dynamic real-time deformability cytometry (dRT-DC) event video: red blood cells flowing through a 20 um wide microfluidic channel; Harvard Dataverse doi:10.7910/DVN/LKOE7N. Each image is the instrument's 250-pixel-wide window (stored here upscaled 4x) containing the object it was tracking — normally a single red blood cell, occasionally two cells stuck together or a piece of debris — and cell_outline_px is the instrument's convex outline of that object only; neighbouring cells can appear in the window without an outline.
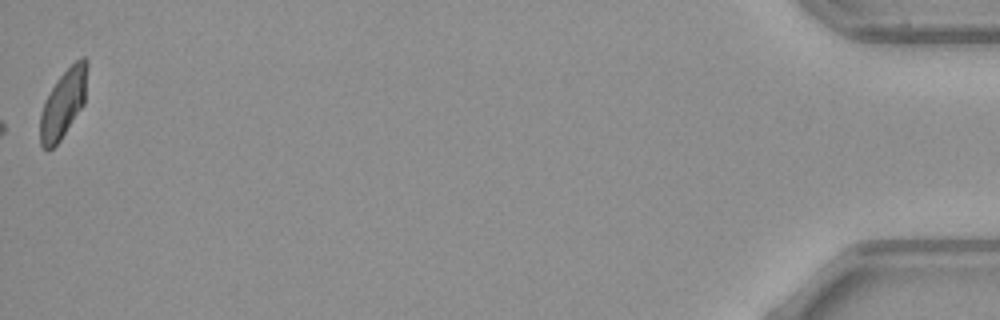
{"species": "common noctule bat (a hibernating species)", "species_latin": "Nyctalus noctula", "temperature_condition": "warm", "stored_images_in_passage": 55, "camera_frame_rate_fps": 3000, "um_per_image_px": 0.085, "animal": {"sex": "female", "body_mass_g": 21.9}, "frame": {"image": 1, "passage_image": 55, "time_ms": 18.0, "image_size_px": [1000, 320], "cell_outline_px": [[88, 68], [84, 104], [60, 140], [52, 148], [44, 148], [40, 144], [40, 112], [44, 100], [56, 80], [80, 56], [84, 56], [88, 60]], "centroid_in_image_um": [5.39, 8.75], "position_along_channel_um": 429.8, "area_um2": 18.79}}